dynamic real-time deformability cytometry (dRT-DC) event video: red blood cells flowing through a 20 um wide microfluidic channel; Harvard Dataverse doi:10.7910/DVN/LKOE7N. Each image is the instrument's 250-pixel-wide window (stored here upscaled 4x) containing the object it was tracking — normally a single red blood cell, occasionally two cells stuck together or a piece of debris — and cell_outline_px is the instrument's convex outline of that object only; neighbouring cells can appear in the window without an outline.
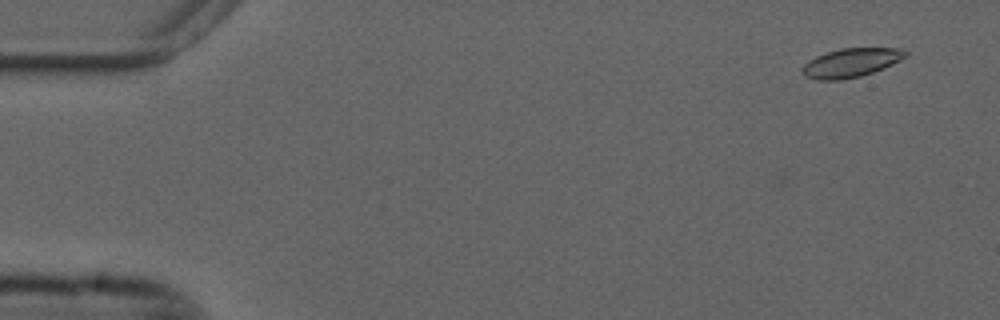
{"species": "common noctule bat (a hibernating species)", "species_latin": "Nyctalus noctula", "temperature_condition": "cold", "stored_images_in_passage": 56, "camera_frame_rate_fps": 3000, "um_per_image_px": 0.085, "animal": {"sex": "male", "forearm_length_mm": 52.5}, "frame": {"image": 1, "passage_image": 4, "time_ms": 1.0, "image_size_px": [1000, 320], "cell_outline_px": [[908, 56], [884, 68], [860, 76], [840, 80], [816, 80], [804, 76], [800, 72], [800, 68], [808, 60], [816, 56], [840, 48], [900, 48], [908, 52]], "centroid_in_image_um": [72.3, 5.34], "position_along_channel_um": 12.7, "area_um2": 17.51}}
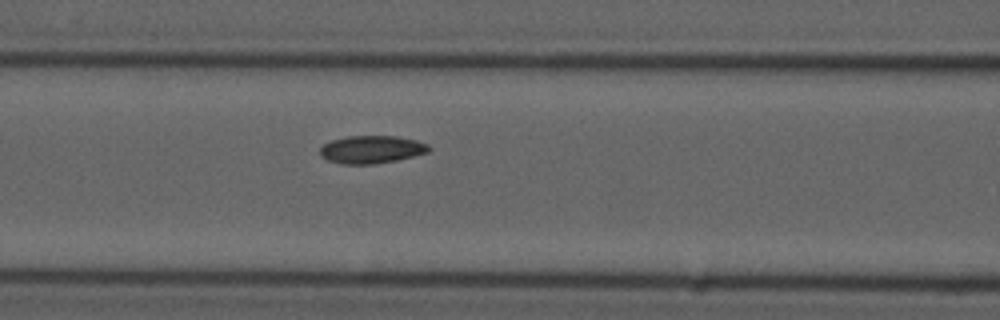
{"frame": {"image": 2, "passage_image": 24, "time_ms": 7.667, "image_size_px": [1000, 320], "cell_outline_px": [[432, 148], [428, 152], [396, 160], [372, 164], [340, 164], [328, 160], [320, 156], [320, 148], [324, 144], [332, 140], [348, 136], [396, 136], [416, 140], [428, 144]], "centroid_in_image_um": [31.57, 12.7], "position_along_channel_um": 135.0, "area_um2": 17.57}}
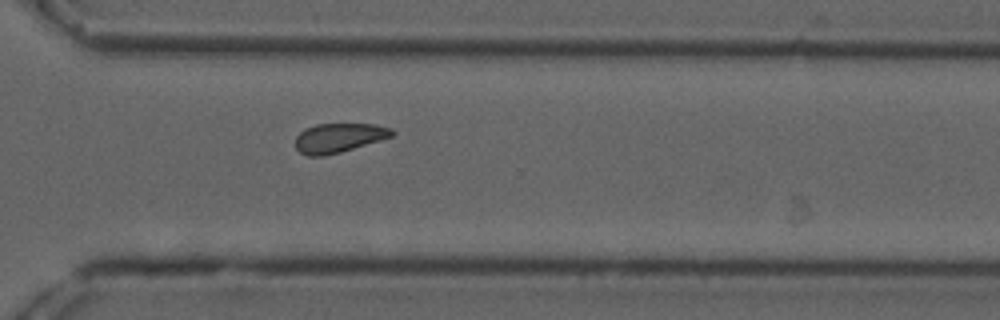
{"frame": {"image": 3, "passage_image": 41, "time_ms": 13.333, "image_size_px": [1000, 320], "cell_outline_px": [[396, 132], [392, 136], [340, 152], [324, 156], [308, 156], [300, 152], [296, 148], [296, 136], [304, 128], [316, 124], [372, 124], [392, 128]], "centroid_in_image_um": [28.77, 11.71], "position_along_channel_um": 341.8, "area_um2": 16.36}, "authors_computed_cell_mechanics": {"area_um2": 17.1955, "velocity_mm_per_s": 3.6479, "shape_relaxation_time_tau1_ms": 4.1874, "shape_relaxation_time_tau2_ms": null, "deformation_change_tau1": 0.0984, "deformation_change_tau2": null}}